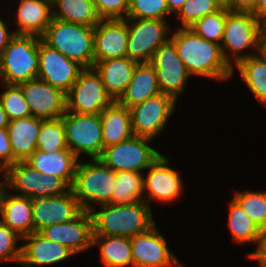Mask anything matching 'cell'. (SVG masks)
<instances>
[{"instance_id": "obj_16", "label": "cell", "mask_w": 266, "mask_h": 267, "mask_svg": "<svg viewBox=\"0 0 266 267\" xmlns=\"http://www.w3.org/2000/svg\"><path fill=\"white\" fill-rule=\"evenodd\" d=\"M34 232L73 220L83 210L72 189L58 196L32 199Z\"/></svg>"}, {"instance_id": "obj_37", "label": "cell", "mask_w": 266, "mask_h": 267, "mask_svg": "<svg viewBox=\"0 0 266 267\" xmlns=\"http://www.w3.org/2000/svg\"><path fill=\"white\" fill-rule=\"evenodd\" d=\"M5 91L0 95V103L7 113L9 120L32 116L21 87L17 84H5Z\"/></svg>"}, {"instance_id": "obj_31", "label": "cell", "mask_w": 266, "mask_h": 267, "mask_svg": "<svg viewBox=\"0 0 266 267\" xmlns=\"http://www.w3.org/2000/svg\"><path fill=\"white\" fill-rule=\"evenodd\" d=\"M236 67L258 102L266 106V59L261 54L250 56Z\"/></svg>"}, {"instance_id": "obj_22", "label": "cell", "mask_w": 266, "mask_h": 267, "mask_svg": "<svg viewBox=\"0 0 266 267\" xmlns=\"http://www.w3.org/2000/svg\"><path fill=\"white\" fill-rule=\"evenodd\" d=\"M44 119L33 116L14 119L7 127L12 148V164L26 161L37 149V136Z\"/></svg>"}, {"instance_id": "obj_50", "label": "cell", "mask_w": 266, "mask_h": 267, "mask_svg": "<svg viewBox=\"0 0 266 267\" xmlns=\"http://www.w3.org/2000/svg\"><path fill=\"white\" fill-rule=\"evenodd\" d=\"M9 122L10 120L7 113L4 111V108L0 103V129H7Z\"/></svg>"}, {"instance_id": "obj_23", "label": "cell", "mask_w": 266, "mask_h": 267, "mask_svg": "<svg viewBox=\"0 0 266 267\" xmlns=\"http://www.w3.org/2000/svg\"><path fill=\"white\" fill-rule=\"evenodd\" d=\"M15 35L41 37L53 19L52 0H20Z\"/></svg>"}, {"instance_id": "obj_41", "label": "cell", "mask_w": 266, "mask_h": 267, "mask_svg": "<svg viewBox=\"0 0 266 267\" xmlns=\"http://www.w3.org/2000/svg\"><path fill=\"white\" fill-rule=\"evenodd\" d=\"M93 2L101 19H125L127 17L130 0H93Z\"/></svg>"}, {"instance_id": "obj_21", "label": "cell", "mask_w": 266, "mask_h": 267, "mask_svg": "<svg viewBox=\"0 0 266 267\" xmlns=\"http://www.w3.org/2000/svg\"><path fill=\"white\" fill-rule=\"evenodd\" d=\"M78 159L69 148L49 153L36 149L26 162L42 175L60 177L71 187L79 164Z\"/></svg>"}, {"instance_id": "obj_39", "label": "cell", "mask_w": 266, "mask_h": 267, "mask_svg": "<svg viewBox=\"0 0 266 267\" xmlns=\"http://www.w3.org/2000/svg\"><path fill=\"white\" fill-rule=\"evenodd\" d=\"M167 14L166 0H130L126 19L165 20Z\"/></svg>"}, {"instance_id": "obj_40", "label": "cell", "mask_w": 266, "mask_h": 267, "mask_svg": "<svg viewBox=\"0 0 266 267\" xmlns=\"http://www.w3.org/2000/svg\"><path fill=\"white\" fill-rule=\"evenodd\" d=\"M17 239H22V237L0 221V261L21 263L22 246L16 245Z\"/></svg>"}, {"instance_id": "obj_7", "label": "cell", "mask_w": 266, "mask_h": 267, "mask_svg": "<svg viewBox=\"0 0 266 267\" xmlns=\"http://www.w3.org/2000/svg\"><path fill=\"white\" fill-rule=\"evenodd\" d=\"M63 119L68 148L79 158L85 153L99 159L103 153L102 120L100 114H80L66 111Z\"/></svg>"}, {"instance_id": "obj_27", "label": "cell", "mask_w": 266, "mask_h": 267, "mask_svg": "<svg viewBox=\"0 0 266 267\" xmlns=\"http://www.w3.org/2000/svg\"><path fill=\"white\" fill-rule=\"evenodd\" d=\"M104 148L116 145L133 136L129 108L114 101L101 113Z\"/></svg>"}, {"instance_id": "obj_11", "label": "cell", "mask_w": 266, "mask_h": 267, "mask_svg": "<svg viewBox=\"0 0 266 267\" xmlns=\"http://www.w3.org/2000/svg\"><path fill=\"white\" fill-rule=\"evenodd\" d=\"M175 103L174 97L160 93L130 107L133 135L153 139L167 124Z\"/></svg>"}, {"instance_id": "obj_38", "label": "cell", "mask_w": 266, "mask_h": 267, "mask_svg": "<svg viewBox=\"0 0 266 267\" xmlns=\"http://www.w3.org/2000/svg\"><path fill=\"white\" fill-rule=\"evenodd\" d=\"M223 6L216 0H186L177 17L181 19L182 27L188 28L195 21L206 15L215 13Z\"/></svg>"}, {"instance_id": "obj_3", "label": "cell", "mask_w": 266, "mask_h": 267, "mask_svg": "<svg viewBox=\"0 0 266 267\" xmlns=\"http://www.w3.org/2000/svg\"><path fill=\"white\" fill-rule=\"evenodd\" d=\"M41 40L84 68L94 67V27L53 18Z\"/></svg>"}, {"instance_id": "obj_33", "label": "cell", "mask_w": 266, "mask_h": 267, "mask_svg": "<svg viewBox=\"0 0 266 267\" xmlns=\"http://www.w3.org/2000/svg\"><path fill=\"white\" fill-rule=\"evenodd\" d=\"M143 178L141 172H116L112 204H132L143 200Z\"/></svg>"}, {"instance_id": "obj_51", "label": "cell", "mask_w": 266, "mask_h": 267, "mask_svg": "<svg viewBox=\"0 0 266 267\" xmlns=\"http://www.w3.org/2000/svg\"><path fill=\"white\" fill-rule=\"evenodd\" d=\"M4 177L3 179H5L4 181H1L2 183H0V217H1V204H2V199L4 196V193L6 192V188H7V180H6V175L5 173L3 174Z\"/></svg>"}, {"instance_id": "obj_32", "label": "cell", "mask_w": 266, "mask_h": 267, "mask_svg": "<svg viewBox=\"0 0 266 267\" xmlns=\"http://www.w3.org/2000/svg\"><path fill=\"white\" fill-rule=\"evenodd\" d=\"M3 173L6 175L7 188L20 193L17 195L32 197L39 189V177L42 174L26 161L15 162Z\"/></svg>"}, {"instance_id": "obj_9", "label": "cell", "mask_w": 266, "mask_h": 267, "mask_svg": "<svg viewBox=\"0 0 266 267\" xmlns=\"http://www.w3.org/2000/svg\"><path fill=\"white\" fill-rule=\"evenodd\" d=\"M113 102L94 68H85L66 93V111L74 113L100 114Z\"/></svg>"}, {"instance_id": "obj_34", "label": "cell", "mask_w": 266, "mask_h": 267, "mask_svg": "<svg viewBox=\"0 0 266 267\" xmlns=\"http://www.w3.org/2000/svg\"><path fill=\"white\" fill-rule=\"evenodd\" d=\"M36 141L37 150L46 153L68 149L63 119L45 120Z\"/></svg>"}, {"instance_id": "obj_20", "label": "cell", "mask_w": 266, "mask_h": 267, "mask_svg": "<svg viewBox=\"0 0 266 267\" xmlns=\"http://www.w3.org/2000/svg\"><path fill=\"white\" fill-rule=\"evenodd\" d=\"M22 239L28 241V243L21 245L22 259L20 266L23 267L55 264L75 254L69 247L48 240L38 232H33Z\"/></svg>"}, {"instance_id": "obj_36", "label": "cell", "mask_w": 266, "mask_h": 267, "mask_svg": "<svg viewBox=\"0 0 266 267\" xmlns=\"http://www.w3.org/2000/svg\"><path fill=\"white\" fill-rule=\"evenodd\" d=\"M233 198L259 227L266 231V192L244 191L237 192Z\"/></svg>"}, {"instance_id": "obj_15", "label": "cell", "mask_w": 266, "mask_h": 267, "mask_svg": "<svg viewBox=\"0 0 266 267\" xmlns=\"http://www.w3.org/2000/svg\"><path fill=\"white\" fill-rule=\"evenodd\" d=\"M134 267H185L170 252L166 239L159 234L156 224L148 231L131 238Z\"/></svg>"}, {"instance_id": "obj_1", "label": "cell", "mask_w": 266, "mask_h": 267, "mask_svg": "<svg viewBox=\"0 0 266 267\" xmlns=\"http://www.w3.org/2000/svg\"><path fill=\"white\" fill-rule=\"evenodd\" d=\"M190 74L226 80L233 67L224 59L221 44L203 39L190 28L180 27L170 37Z\"/></svg>"}, {"instance_id": "obj_45", "label": "cell", "mask_w": 266, "mask_h": 267, "mask_svg": "<svg viewBox=\"0 0 266 267\" xmlns=\"http://www.w3.org/2000/svg\"><path fill=\"white\" fill-rule=\"evenodd\" d=\"M7 27L8 24L0 19V54L3 52L4 48L8 45L10 40L15 36L14 32H8Z\"/></svg>"}, {"instance_id": "obj_46", "label": "cell", "mask_w": 266, "mask_h": 267, "mask_svg": "<svg viewBox=\"0 0 266 267\" xmlns=\"http://www.w3.org/2000/svg\"><path fill=\"white\" fill-rule=\"evenodd\" d=\"M251 259L257 260L261 267H266V231L263 232V237L258 251L251 257Z\"/></svg>"}, {"instance_id": "obj_49", "label": "cell", "mask_w": 266, "mask_h": 267, "mask_svg": "<svg viewBox=\"0 0 266 267\" xmlns=\"http://www.w3.org/2000/svg\"><path fill=\"white\" fill-rule=\"evenodd\" d=\"M259 54L266 59V23L262 25Z\"/></svg>"}, {"instance_id": "obj_6", "label": "cell", "mask_w": 266, "mask_h": 267, "mask_svg": "<svg viewBox=\"0 0 266 267\" xmlns=\"http://www.w3.org/2000/svg\"><path fill=\"white\" fill-rule=\"evenodd\" d=\"M262 23L251 12H232L226 15L224 36L221 49L224 59L232 66H236L241 60L254 56V54L241 55V51L252 47L259 54ZM225 48V49H224ZM226 49L230 52H226ZM232 52V53H231ZM227 53L233 56V63Z\"/></svg>"}, {"instance_id": "obj_17", "label": "cell", "mask_w": 266, "mask_h": 267, "mask_svg": "<svg viewBox=\"0 0 266 267\" xmlns=\"http://www.w3.org/2000/svg\"><path fill=\"white\" fill-rule=\"evenodd\" d=\"M38 233L48 240L69 247L77 254L93 246L92 215L83 210L73 220L47 226Z\"/></svg>"}, {"instance_id": "obj_48", "label": "cell", "mask_w": 266, "mask_h": 267, "mask_svg": "<svg viewBox=\"0 0 266 267\" xmlns=\"http://www.w3.org/2000/svg\"><path fill=\"white\" fill-rule=\"evenodd\" d=\"M186 0H166L169 13L179 12Z\"/></svg>"}, {"instance_id": "obj_13", "label": "cell", "mask_w": 266, "mask_h": 267, "mask_svg": "<svg viewBox=\"0 0 266 267\" xmlns=\"http://www.w3.org/2000/svg\"><path fill=\"white\" fill-rule=\"evenodd\" d=\"M39 70L37 77L67 93L85 69L77 61L70 60L42 40L38 44Z\"/></svg>"}, {"instance_id": "obj_25", "label": "cell", "mask_w": 266, "mask_h": 267, "mask_svg": "<svg viewBox=\"0 0 266 267\" xmlns=\"http://www.w3.org/2000/svg\"><path fill=\"white\" fill-rule=\"evenodd\" d=\"M0 221L20 237L34 232L32 198L4 193Z\"/></svg>"}, {"instance_id": "obj_24", "label": "cell", "mask_w": 266, "mask_h": 267, "mask_svg": "<svg viewBox=\"0 0 266 267\" xmlns=\"http://www.w3.org/2000/svg\"><path fill=\"white\" fill-rule=\"evenodd\" d=\"M138 63L127 57L111 58L94 63V69L101 76L106 92L117 101L126 91Z\"/></svg>"}, {"instance_id": "obj_12", "label": "cell", "mask_w": 266, "mask_h": 267, "mask_svg": "<svg viewBox=\"0 0 266 267\" xmlns=\"http://www.w3.org/2000/svg\"><path fill=\"white\" fill-rule=\"evenodd\" d=\"M149 64L156 71L161 93L168 94L177 100L191 74L179 57L174 42L169 39L159 46Z\"/></svg>"}, {"instance_id": "obj_28", "label": "cell", "mask_w": 266, "mask_h": 267, "mask_svg": "<svg viewBox=\"0 0 266 267\" xmlns=\"http://www.w3.org/2000/svg\"><path fill=\"white\" fill-rule=\"evenodd\" d=\"M52 7L53 18L63 21L95 27L101 20L93 0H52Z\"/></svg>"}, {"instance_id": "obj_29", "label": "cell", "mask_w": 266, "mask_h": 267, "mask_svg": "<svg viewBox=\"0 0 266 267\" xmlns=\"http://www.w3.org/2000/svg\"><path fill=\"white\" fill-rule=\"evenodd\" d=\"M92 244L99 245L105 267L134 266L130 238L93 235Z\"/></svg>"}, {"instance_id": "obj_30", "label": "cell", "mask_w": 266, "mask_h": 267, "mask_svg": "<svg viewBox=\"0 0 266 267\" xmlns=\"http://www.w3.org/2000/svg\"><path fill=\"white\" fill-rule=\"evenodd\" d=\"M228 217V226L236 243H258L256 251L248 254L251 258L260 247L263 232L234 199L229 203Z\"/></svg>"}, {"instance_id": "obj_42", "label": "cell", "mask_w": 266, "mask_h": 267, "mask_svg": "<svg viewBox=\"0 0 266 267\" xmlns=\"http://www.w3.org/2000/svg\"><path fill=\"white\" fill-rule=\"evenodd\" d=\"M70 189L71 187L60 177L41 175L39 177V189L31 198L58 196L68 192Z\"/></svg>"}, {"instance_id": "obj_2", "label": "cell", "mask_w": 266, "mask_h": 267, "mask_svg": "<svg viewBox=\"0 0 266 267\" xmlns=\"http://www.w3.org/2000/svg\"><path fill=\"white\" fill-rule=\"evenodd\" d=\"M102 210L90 213L93 235L132 238L155 225L150 205L144 200L132 204L100 205Z\"/></svg>"}, {"instance_id": "obj_19", "label": "cell", "mask_w": 266, "mask_h": 267, "mask_svg": "<svg viewBox=\"0 0 266 267\" xmlns=\"http://www.w3.org/2000/svg\"><path fill=\"white\" fill-rule=\"evenodd\" d=\"M127 21V22H126ZM128 20L101 19L94 27V63L126 57Z\"/></svg>"}, {"instance_id": "obj_26", "label": "cell", "mask_w": 266, "mask_h": 267, "mask_svg": "<svg viewBox=\"0 0 266 267\" xmlns=\"http://www.w3.org/2000/svg\"><path fill=\"white\" fill-rule=\"evenodd\" d=\"M160 93L154 68L149 63H138L126 91L117 102L130 108Z\"/></svg>"}, {"instance_id": "obj_5", "label": "cell", "mask_w": 266, "mask_h": 267, "mask_svg": "<svg viewBox=\"0 0 266 267\" xmlns=\"http://www.w3.org/2000/svg\"><path fill=\"white\" fill-rule=\"evenodd\" d=\"M41 37L15 35L0 54V80L3 84H20L37 78L38 44Z\"/></svg>"}, {"instance_id": "obj_43", "label": "cell", "mask_w": 266, "mask_h": 267, "mask_svg": "<svg viewBox=\"0 0 266 267\" xmlns=\"http://www.w3.org/2000/svg\"><path fill=\"white\" fill-rule=\"evenodd\" d=\"M12 165V148L7 129H0V168L6 171Z\"/></svg>"}, {"instance_id": "obj_10", "label": "cell", "mask_w": 266, "mask_h": 267, "mask_svg": "<svg viewBox=\"0 0 266 267\" xmlns=\"http://www.w3.org/2000/svg\"><path fill=\"white\" fill-rule=\"evenodd\" d=\"M126 20L131 22L126 57L137 63H149L157 48L170 39L167 38L169 25L162 19Z\"/></svg>"}, {"instance_id": "obj_47", "label": "cell", "mask_w": 266, "mask_h": 267, "mask_svg": "<svg viewBox=\"0 0 266 267\" xmlns=\"http://www.w3.org/2000/svg\"><path fill=\"white\" fill-rule=\"evenodd\" d=\"M251 13L262 24L266 23V0H259L257 7Z\"/></svg>"}, {"instance_id": "obj_14", "label": "cell", "mask_w": 266, "mask_h": 267, "mask_svg": "<svg viewBox=\"0 0 266 267\" xmlns=\"http://www.w3.org/2000/svg\"><path fill=\"white\" fill-rule=\"evenodd\" d=\"M31 115L44 120L61 118L66 112V93L37 78L18 84Z\"/></svg>"}, {"instance_id": "obj_52", "label": "cell", "mask_w": 266, "mask_h": 267, "mask_svg": "<svg viewBox=\"0 0 266 267\" xmlns=\"http://www.w3.org/2000/svg\"><path fill=\"white\" fill-rule=\"evenodd\" d=\"M216 1H218L223 7L227 6L228 0H216Z\"/></svg>"}, {"instance_id": "obj_35", "label": "cell", "mask_w": 266, "mask_h": 267, "mask_svg": "<svg viewBox=\"0 0 266 267\" xmlns=\"http://www.w3.org/2000/svg\"><path fill=\"white\" fill-rule=\"evenodd\" d=\"M229 11L227 7H222L215 13L206 15L200 20L195 21L188 28L203 39L220 44L224 36L226 15Z\"/></svg>"}, {"instance_id": "obj_8", "label": "cell", "mask_w": 266, "mask_h": 267, "mask_svg": "<svg viewBox=\"0 0 266 267\" xmlns=\"http://www.w3.org/2000/svg\"><path fill=\"white\" fill-rule=\"evenodd\" d=\"M151 138L133 135L116 145L104 148L100 160L115 172H140L151 166L161 155L148 143Z\"/></svg>"}, {"instance_id": "obj_4", "label": "cell", "mask_w": 266, "mask_h": 267, "mask_svg": "<svg viewBox=\"0 0 266 267\" xmlns=\"http://www.w3.org/2000/svg\"><path fill=\"white\" fill-rule=\"evenodd\" d=\"M92 163L79 162L71 189L82 210L95 211L92 204H112L116 172L107 167L100 159ZM92 203V204H91Z\"/></svg>"}, {"instance_id": "obj_44", "label": "cell", "mask_w": 266, "mask_h": 267, "mask_svg": "<svg viewBox=\"0 0 266 267\" xmlns=\"http://www.w3.org/2000/svg\"><path fill=\"white\" fill-rule=\"evenodd\" d=\"M259 0H228L227 8L232 12H252Z\"/></svg>"}, {"instance_id": "obj_18", "label": "cell", "mask_w": 266, "mask_h": 267, "mask_svg": "<svg viewBox=\"0 0 266 267\" xmlns=\"http://www.w3.org/2000/svg\"><path fill=\"white\" fill-rule=\"evenodd\" d=\"M169 160L164 155L160 157L147 169V177L143 178V190L148 196H143V200L150 205L154 200L163 203L172 202L177 199L182 192V182L178 171L168 165ZM148 197V198H147Z\"/></svg>"}]
</instances>
